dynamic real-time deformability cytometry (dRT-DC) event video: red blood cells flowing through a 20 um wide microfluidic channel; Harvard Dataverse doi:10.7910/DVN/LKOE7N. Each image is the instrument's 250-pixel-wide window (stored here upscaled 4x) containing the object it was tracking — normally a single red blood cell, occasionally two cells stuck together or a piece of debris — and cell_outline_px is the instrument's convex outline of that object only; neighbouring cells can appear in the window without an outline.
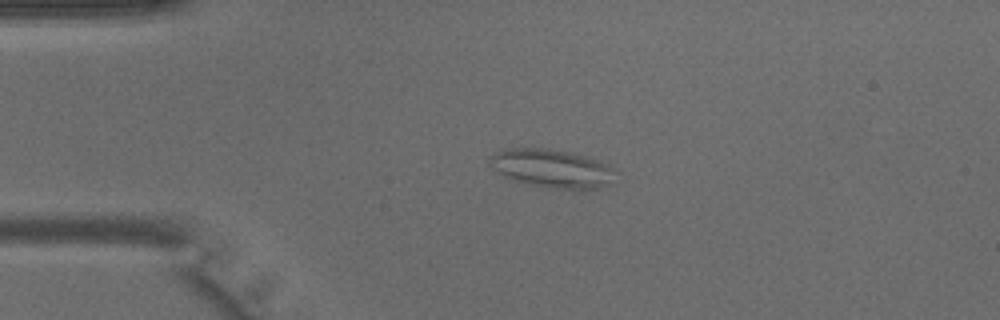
{"species": "common noctule bat (a hibernating species)", "species_latin": "Nyctalus noctula", "temperature_condition": "warm", "stored_images_in_passage": 3, "camera_frame_rate_fps": 3000, "um_per_image_px": 0.085, "animal": {"sex": "male", "body_mass_g": 15.6}, "frame": {"image": 1, "passage_image": 2, "time_ms": 0.333, "image_size_px": [1000, 320], "cell_outline_px": [[620, 172], [608, 184], [584, 192], [580, 192], [544, 188], [508, 180], [492, 168], [488, 164], [488, 156], [504, 148], [544, 148], [572, 152], [608, 164]], "centroid_in_image_um": [46.91, 14.36], "position_along_channel_um": 38.1, "area_um2": 29.42}}